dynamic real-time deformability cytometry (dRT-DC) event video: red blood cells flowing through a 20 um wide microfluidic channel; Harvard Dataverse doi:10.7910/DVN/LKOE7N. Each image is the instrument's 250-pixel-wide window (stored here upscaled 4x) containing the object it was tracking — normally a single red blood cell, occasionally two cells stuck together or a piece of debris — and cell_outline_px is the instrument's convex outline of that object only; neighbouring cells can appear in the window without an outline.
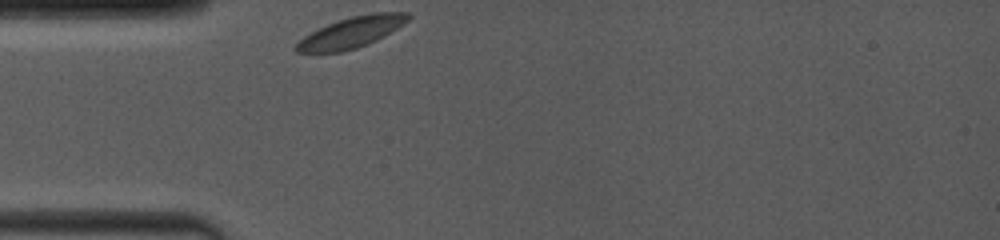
{"species": "common noctule bat (a hibernating species)", "species_latin": "Nyctalus noctula", "temperature_condition": "room temperature", "stored_images_in_passage": 9, "camera_frame_rate_fps": 4000, "um_per_image_px": 0.085, "animal": {"sex": "female", "body_mass_g": 19.0, "forearm_length_mm": 53.3}, "frame": {"image": 1, "passage_image": 1, "time_ms": 0.0, "image_size_px": [1000, 240], "cell_outline_px": [[412, 16], [408, 20], [384, 36], [368, 44], [356, 48], [340, 52], [296, 52], [296, 44], [304, 36], [328, 24], [352, 16], [372, 12], [408, 12]], "centroid_in_image_um": [29.91, 2.74], "position_along_channel_um": 55.1, "area_um2": 19.77}}
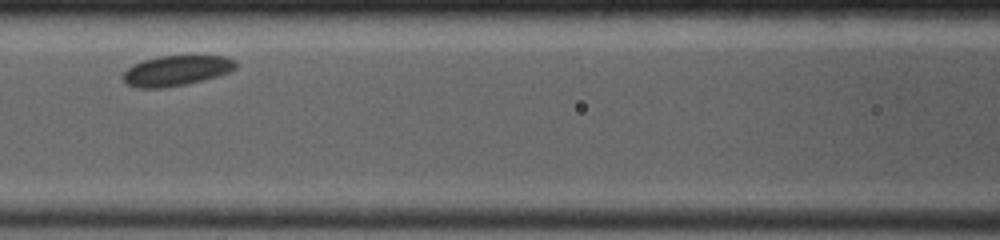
{"frame": {"image": 2, "passage_image": 6, "time_ms": 2.75, "image_size_px": [1000, 240], "cell_outline_px": [[236, 68], [232, 72], [220, 76], [184, 84], [160, 88], [136, 88], [128, 84], [120, 76], [132, 64], [144, 60], [160, 56], [224, 56], [236, 60]], "centroid_in_image_um": [15.0, 6.0], "position_along_channel_um": 151.6, "area_um2": 19.94}}
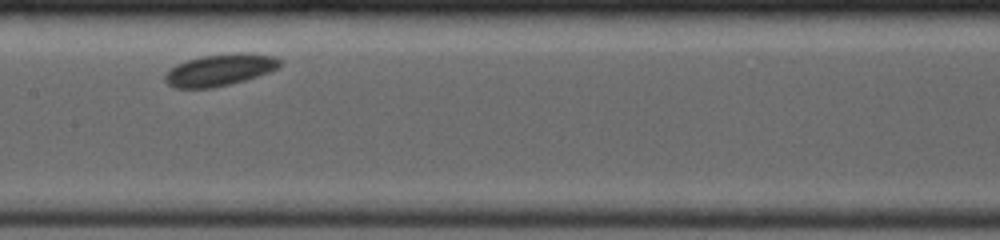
{"frame": {"image": 3, "passage_image": 8, "time_ms": 3.75, "image_size_px": [1000, 240], "cell_outline_px": [[280, 64], [276, 68], [268, 72], [244, 80], [212, 88], [176, 88], [168, 84], [164, 80], [164, 76], [176, 64], [188, 60], [204, 56], [276, 56], [280, 60]], "centroid_in_image_um": [18.58, 6.01], "position_along_channel_um": 188.8, "area_um2": 19.83}}